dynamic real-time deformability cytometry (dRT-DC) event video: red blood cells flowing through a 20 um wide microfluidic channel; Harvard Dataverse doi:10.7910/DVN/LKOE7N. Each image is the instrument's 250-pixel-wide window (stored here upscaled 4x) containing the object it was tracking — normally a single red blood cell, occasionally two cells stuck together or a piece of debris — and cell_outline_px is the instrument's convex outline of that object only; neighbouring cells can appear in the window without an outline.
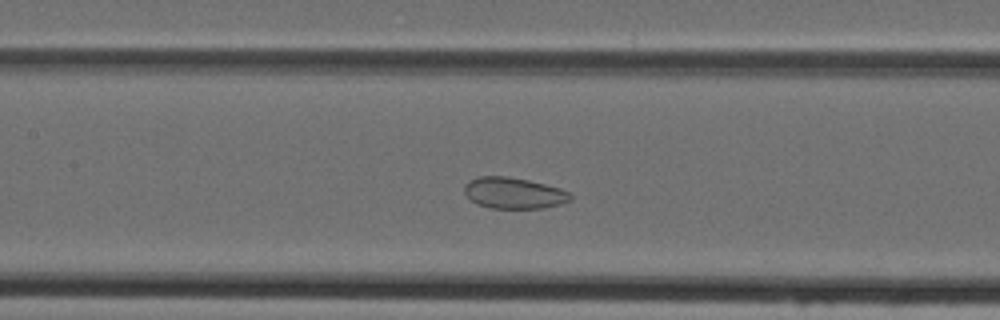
{"species": "Egyptian fruit bat (a non-hibernating species)", "species_latin": "Rousettus aegyptiacus", "temperature_condition": "cold", "stored_images_in_passage": 37, "camera_frame_rate_fps": 3000, "um_per_image_px": 0.085, "animal": {"sex": "female"}, "frame": {"image": 1, "passage_image": 11, "time_ms": 3.333, "image_size_px": [1000, 320], "cell_outline_px": [[572, 196], [568, 200], [560, 204], [544, 208], [492, 208], [476, 204], [464, 192], [464, 184], [468, 180], [476, 176], [508, 176], [528, 180], [560, 188], [568, 192]], "centroid_in_image_um": [43.62, 16.4], "position_along_channel_um": 163.8, "area_um2": 19.25}}
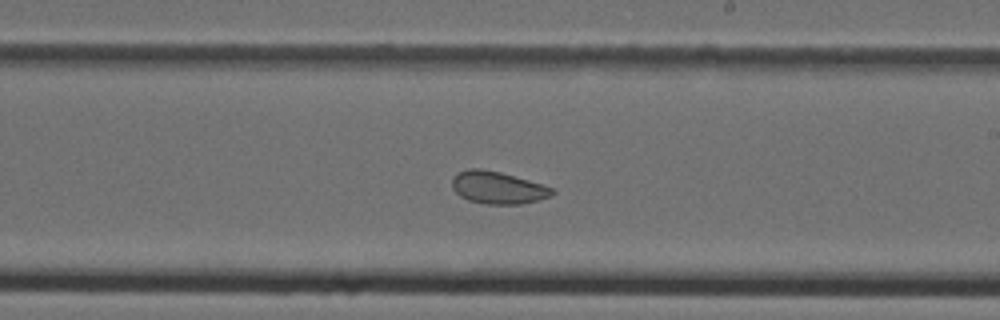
{"frame": {"image": 2, "passage_image": 17, "time_ms": 5.333, "image_size_px": [1000, 320], "cell_outline_px": [[556, 192], [552, 196], [520, 204], [484, 204], [468, 200], [460, 196], [452, 188], [452, 176], [456, 172], [468, 168], [480, 168], [500, 172], [528, 180], [552, 188]], "centroid_in_image_um": [42.26, 15.94], "position_along_channel_um": 246.7, "area_um2": 18.9}}
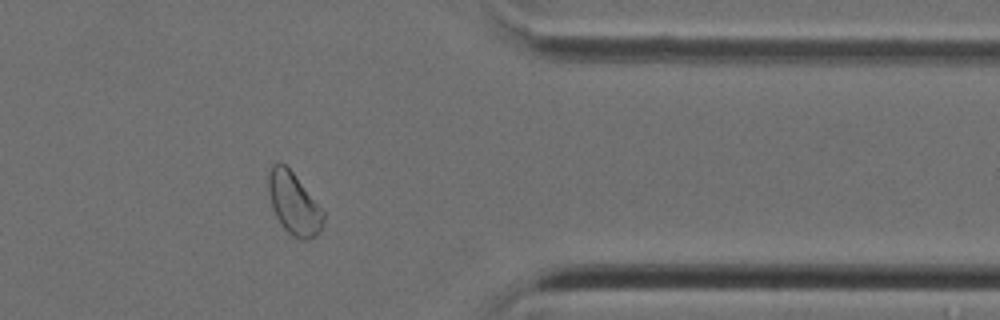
{"frame": {"image": 3, "passage_image": 28, "time_ms": 9.0, "image_size_px": [1000, 320], "cell_outline_px": [[324, 224], [316, 236], [308, 240], [300, 240], [292, 236], [280, 224], [272, 208], [268, 192], [268, 176], [272, 164], [284, 164], [292, 172], [324, 212]], "centroid_in_image_um": [24.97, 17.35], "position_along_channel_um": 386.4, "area_um2": 19.65}}